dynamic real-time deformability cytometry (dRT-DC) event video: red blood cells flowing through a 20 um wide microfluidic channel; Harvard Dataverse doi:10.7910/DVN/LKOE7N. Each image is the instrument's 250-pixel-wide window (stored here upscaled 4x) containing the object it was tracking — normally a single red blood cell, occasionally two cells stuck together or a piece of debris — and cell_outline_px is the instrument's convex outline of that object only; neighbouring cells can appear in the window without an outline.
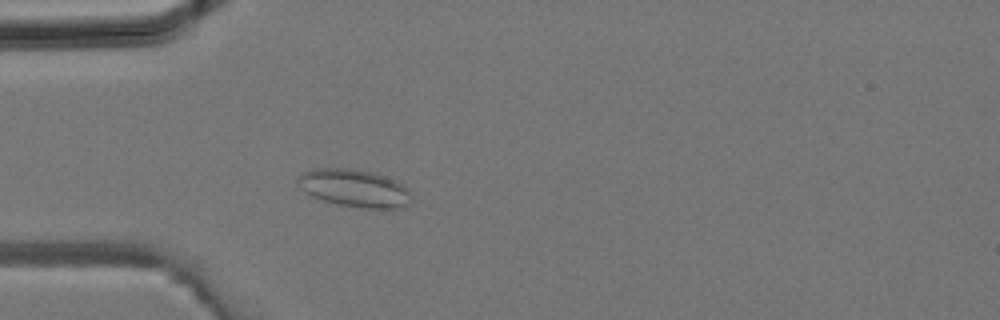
{"species": "common noctule bat (a hibernating species)", "species_latin": "Nyctalus noctula", "temperature_condition": "room temperature", "stored_images_in_passage": 14, "camera_frame_rate_fps": 3000, "um_per_image_px": 0.085, "animal": {"sex": "male", "body_mass_g": 19.2, "forearm_length_mm": 51.8}, "frame": {"image": 1, "passage_image": 1, "time_ms": 0.0, "image_size_px": [1000, 320], "cell_outline_px": [[408, 204], [404, 208], [360, 208], [336, 204], [312, 196], [304, 192], [300, 188], [296, 180], [300, 172], [312, 168], [348, 168], [372, 172], [384, 176], [408, 188]], "centroid_in_image_um": [30.03, 15.99], "position_along_channel_um": 55.0, "area_um2": 24.85}}
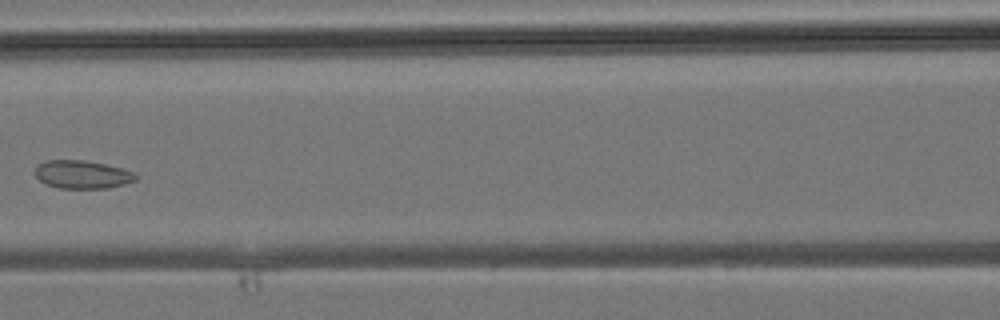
{"frame": {"image": 2, "passage_image": 7, "time_ms": 2.0, "image_size_px": [1000, 320], "cell_outline_px": [[136, 180], [124, 184], [108, 188], [60, 188], [48, 184], [40, 180], [36, 176], [36, 164], [44, 160], [84, 160], [104, 164], [120, 168], [132, 172], [136, 176]], "centroid_in_image_um": [6.96, 14.82], "position_along_channel_um": 159.6, "area_um2": 16.3}}
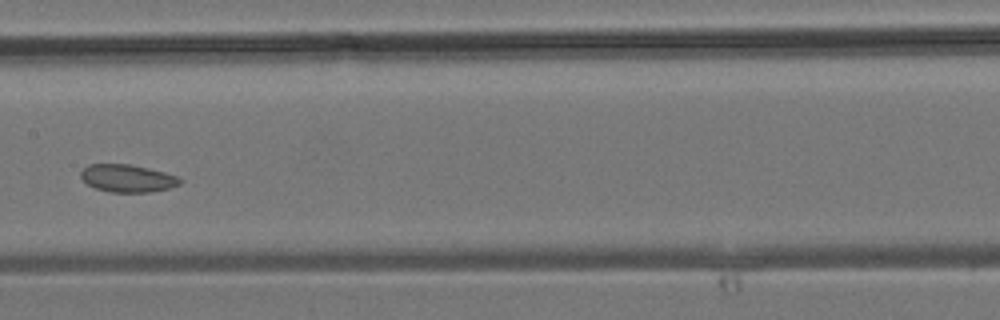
{"frame": {"image": 3, "passage_image": 9, "time_ms": 2.667, "image_size_px": [1000, 320], "cell_outline_px": [[184, 180], [180, 184], [168, 188], [148, 192], [112, 192], [96, 188], [88, 184], [80, 176], [80, 172], [88, 164], [132, 164], [164, 172], [176, 176]], "centroid_in_image_um": [10.84, 15.14], "position_along_channel_um": 196.6, "area_um2": 15.84}}